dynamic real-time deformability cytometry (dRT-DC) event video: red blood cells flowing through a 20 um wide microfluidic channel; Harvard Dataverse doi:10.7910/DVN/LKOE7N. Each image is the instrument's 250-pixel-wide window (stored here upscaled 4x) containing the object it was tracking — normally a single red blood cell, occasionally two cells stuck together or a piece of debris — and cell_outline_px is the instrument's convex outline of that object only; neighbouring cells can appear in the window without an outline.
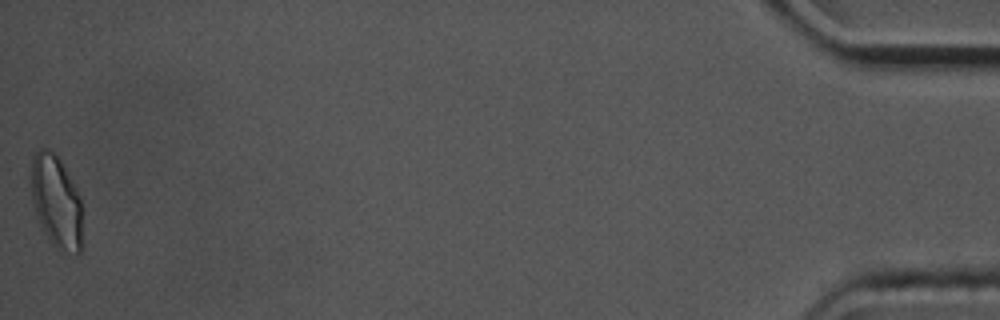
{"species": "common noctule bat (a hibernating species)", "species_latin": "Nyctalus noctula", "temperature_condition": "cold", "stored_images_in_passage": 55, "camera_frame_rate_fps": 3000, "um_per_image_px": 0.085, "animal": {"sex": "male", "body_mass_g": 17.5, "forearm_length_mm": 52.3}, "frame": {"image": 1, "passage_image": 55, "time_ms": 18.0, "image_size_px": [1000, 320], "cell_outline_px": [[84, 248], [80, 252], [64, 252], [56, 248], [52, 244], [44, 232], [36, 216], [32, 204], [28, 180], [32, 152], [40, 148], [48, 148], [60, 160], [76, 188], [80, 200], [84, 244]], "centroid_in_image_um": [4.74, 17.13], "position_along_channel_um": 430.5, "area_um2": 28.73}, "authors_computed_cell_mechanics": {"area_um2": 21.3282, "velocity_mm_per_s": 3.5747, "shape_relaxation_time_tau1_ms": 3.98, "shape_relaxation_time_tau2_ms": 4.2547, "deformation_change_tau1": 0.1154, "deformation_change_tau2": 0.0849}}